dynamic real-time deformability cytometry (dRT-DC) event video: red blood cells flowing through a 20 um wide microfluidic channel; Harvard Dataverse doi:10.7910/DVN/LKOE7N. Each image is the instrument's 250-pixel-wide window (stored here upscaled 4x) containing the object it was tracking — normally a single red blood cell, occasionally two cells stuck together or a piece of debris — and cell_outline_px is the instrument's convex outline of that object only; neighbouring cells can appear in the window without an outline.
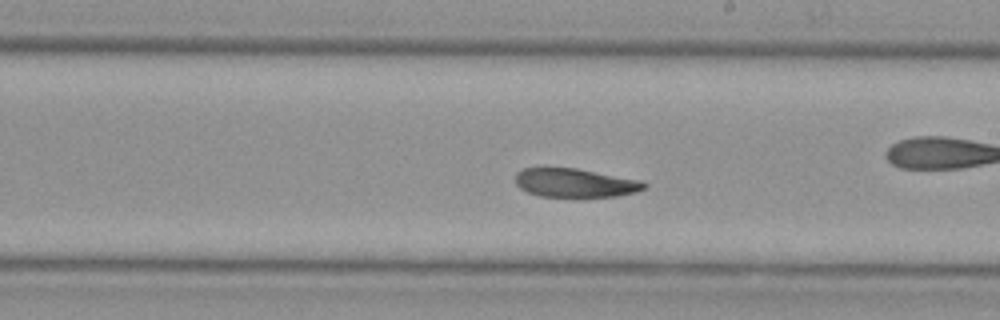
{"species": "Egyptian fruit bat (a non-hibernating species)", "species_latin": "Rousettus aegyptiacus", "temperature_condition": "cold", "stored_images_in_passage": 31, "camera_frame_rate_fps": 3000, "um_per_image_px": 0.085, "animal": {"sex": "female"}, "frame": {"image": 1, "passage_image": 14, "time_ms": 4.333, "image_size_px": [1000, 320], "cell_outline_px": [[648, 184], [644, 188], [636, 192], [616, 196], [540, 196], [528, 192], [520, 188], [516, 184], [516, 172], [524, 168], [576, 168], [640, 180]], "centroid_in_image_um": [48.87, 15.53], "position_along_channel_um": 240.1, "area_um2": 21.27}}